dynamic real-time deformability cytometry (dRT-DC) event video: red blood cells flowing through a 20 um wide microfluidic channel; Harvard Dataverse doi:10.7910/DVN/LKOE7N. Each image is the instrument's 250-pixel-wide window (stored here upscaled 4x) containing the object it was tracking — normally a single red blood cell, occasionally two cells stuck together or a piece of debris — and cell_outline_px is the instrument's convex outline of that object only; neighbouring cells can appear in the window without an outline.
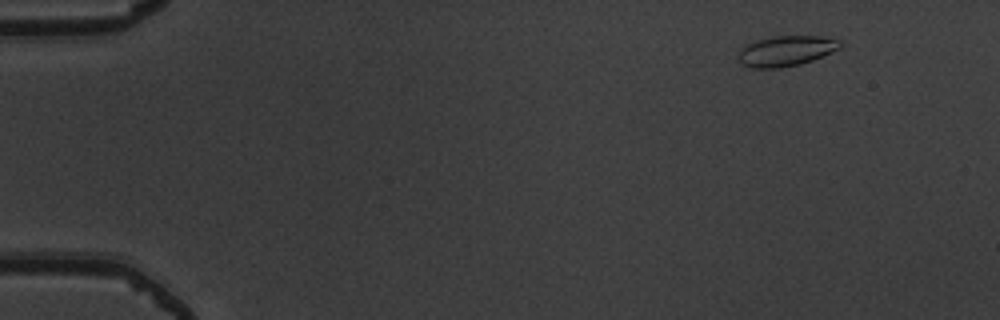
{"species": "common noctule bat (a hibernating species)", "species_latin": "Nyctalus noctula", "temperature_condition": "warm", "stored_images_in_passage": 49, "camera_frame_rate_fps": 3000, "um_per_image_px": 0.085, "animal": {"sex": "male", "body_mass_g": 19.5, "forearm_length_mm": 54.6}, "frame": {"image": 1, "passage_image": 2, "time_ms": 0.333, "image_size_px": [1000, 320], "cell_outline_px": [[844, 44], [840, 48], [812, 60], [800, 64], [780, 68], [752, 68], [744, 64], [740, 60], [740, 52], [752, 40], [772, 36], [820, 36], [840, 40]], "centroid_in_image_um": [66.85, 4.31], "position_along_channel_um": 18.1, "area_um2": 17.86}}
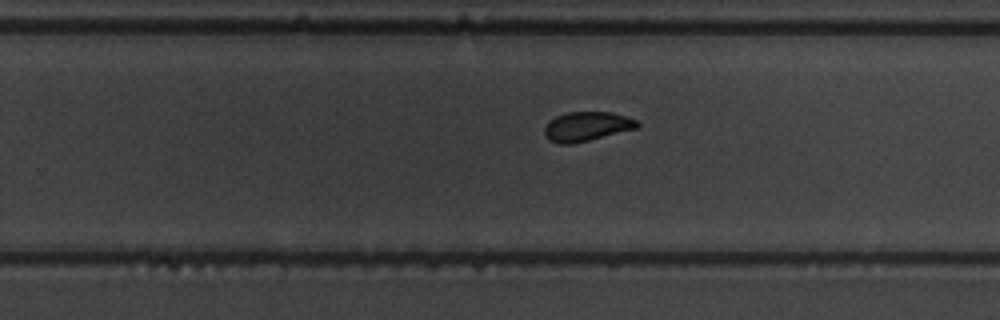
{"frame": {"image": 2, "passage_image": 31, "time_ms": 10.0, "image_size_px": [1000, 320], "cell_outline_px": [[640, 124], [636, 128], [572, 144], [560, 144], [548, 140], [544, 136], [544, 128], [548, 120], [556, 116], [568, 112], [612, 112], [636, 120]], "centroid_in_image_um": [49.81, 10.75], "position_along_channel_um": 280.0, "area_um2": 15.78}}
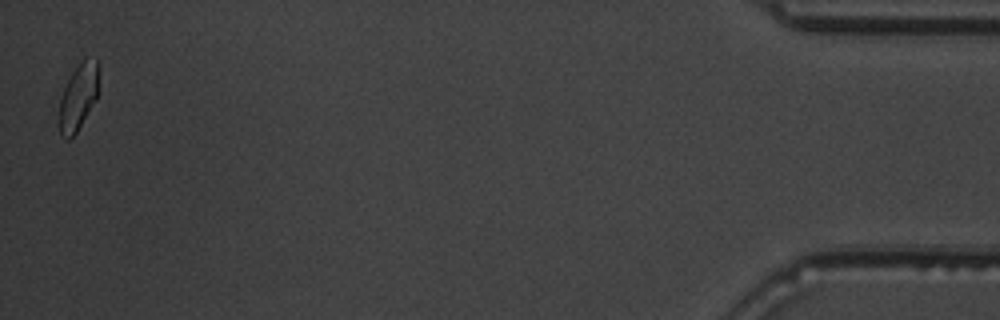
{"frame": {"image": 3, "passage_image": 49, "time_ms": 16.0, "image_size_px": [1000, 320], "cell_outline_px": [[96, 96], [76, 132], [68, 140], [60, 132], [56, 120], [60, 96], [72, 72], [84, 60], [96, 56]], "centroid_in_image_um": [6.55, 8.3], "position_along_channel_um": 428.6, "area_um2": 14.68}, "authors_computed_cell_mechanics": {"area_um2": 16.4152, "velocity_mm_per_s": 3.8843, "shape_relaxation_time_tau1_ms": 3.0474, "shape_relaxation_time_tau2_ms": null, "deformation_change_tau1": 0.1022, "deformation_change_tau2": null}}